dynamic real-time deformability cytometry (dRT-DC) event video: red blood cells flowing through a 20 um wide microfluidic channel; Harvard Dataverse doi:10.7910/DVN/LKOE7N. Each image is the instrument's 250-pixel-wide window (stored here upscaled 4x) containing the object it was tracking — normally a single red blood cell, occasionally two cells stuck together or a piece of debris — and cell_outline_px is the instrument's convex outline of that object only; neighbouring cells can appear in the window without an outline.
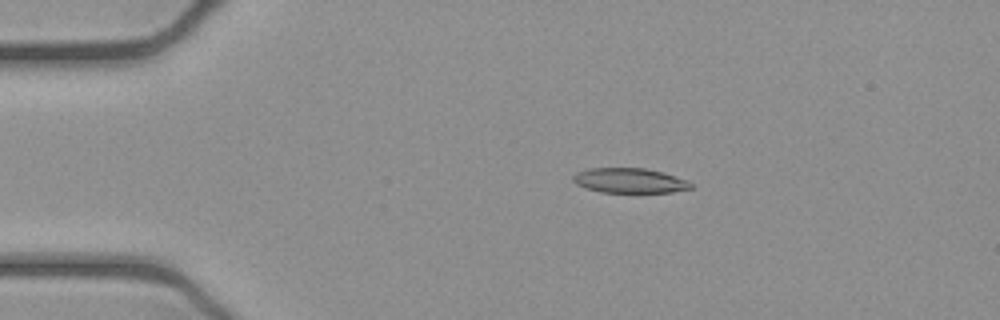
{"species": "common noctule bat (a hibernating species)", "species_latin": "Nyctalus noctula", "temperature_condition": "cold", "stored_images_in_passage": 43, "camera_frame_rate_fps": 3000, "um_per_image_px": 0.085, "animal": {"sex": "female", "body_mass_g": 21.9}, "frame": {"image": 1, "passage_image": 1, "time_ms": 0.0, "image_size_px": [1000, 320], "cell_outline_px": [[692, 188], [672, 192], [600, 192], [576, 184], [572, 180], [572, 176], [576, 172], [588, 168], [644, 168], [660, 172], [688, 180], [692, 184]], "centroid_in_image_um": [53.49, 15.34], "position_along_channel_um": 31.5, "area_um2": 16.94}}
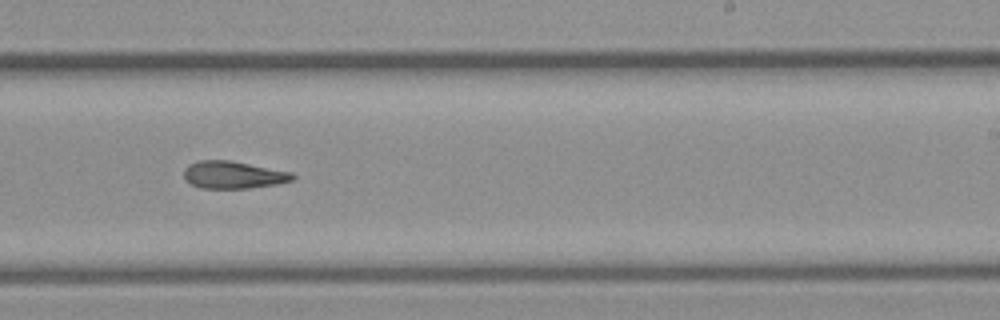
{"frame": {"image": 2, "passage_image": 23, "time_ms": 7.333, "image_size_px": [1000, 320], "cell_outline_px": [[296, 176], [292, 180], [280, 184], [248, 188], [200, 188], [184, 180], [184, 168], [188, 164], [200, 160], [228, 160], [292, 172]], "centroid_in_image_um": [19.82, 14.86], "position_along_channel_um": 269.2, "area_um2": 17.4}}
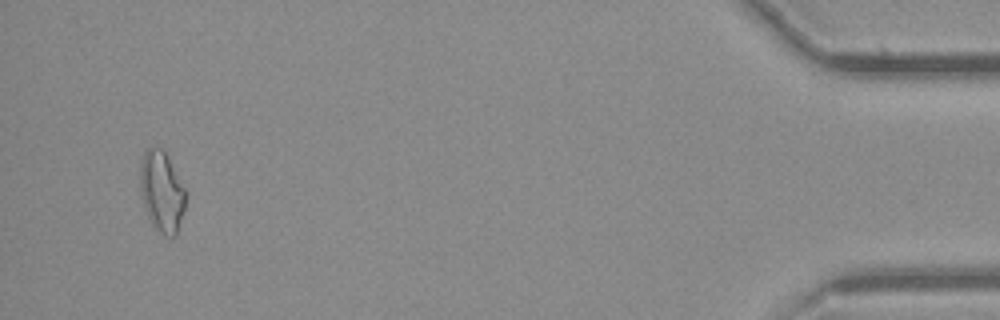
{"frame": {"image": 3, "passage_image": 41, "time_ms": 13.333, "image_size_px": [1000, 320], "cell_outline_px": [[184, 212], [176, 236], [164, 236], [152, 228], [144, 204], [140, 188], [140, 164], [144, 152], [152, 144], [160, 148], [168, 156], [184, 188]], "centroid_in_image_um": [13.73, 16.3], "position_along_channel_um": 421.5, "area_um2": 21.44}}